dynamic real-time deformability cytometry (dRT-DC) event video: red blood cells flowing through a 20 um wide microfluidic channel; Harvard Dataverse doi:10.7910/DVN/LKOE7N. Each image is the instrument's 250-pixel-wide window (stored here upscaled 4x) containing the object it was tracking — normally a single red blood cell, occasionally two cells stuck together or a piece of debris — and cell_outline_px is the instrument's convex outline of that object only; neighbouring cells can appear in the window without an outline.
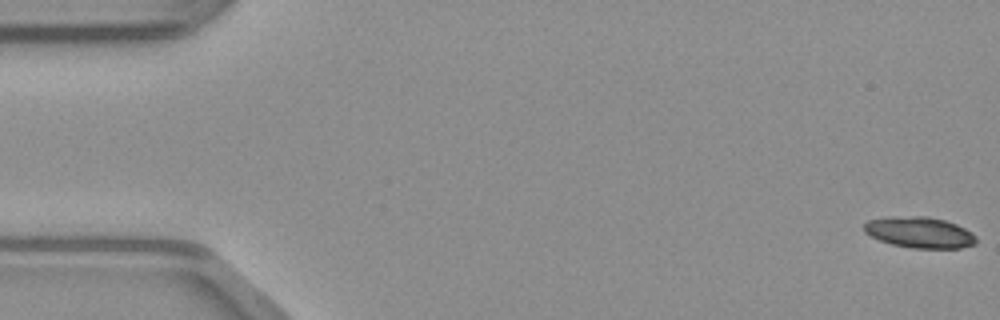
{"species": "common noctule bat (a hibernating species)", "species_latin": "Nyctalus noctula", "temperature_condition": "warm", "stored_images_in_passage": 49, "camera_frame_rate_fps": 3000, "um_per_image_px": 0.085, "animal": {"sex": "male", "body_mass_g": 23.1, "forearm_length_mm": 52.7}, "frame": {"image": 1, "passage_image": 1, "time_ms": 0.0, "image_size_px": [1000, 320], "cell_outline_px": [[976, 244], [960, 248], [912, 248], [892, 244], [880, 240], [864, 232], [864, 224], [868, 220], [888, 216], [928, 216], [944, 220], [956, 224], [972, 232], [976, 236]], "centroid_in_image_um": [78.17, 19.74], "position_along_channel_um": 6.8, "area_um2": 20.35}}
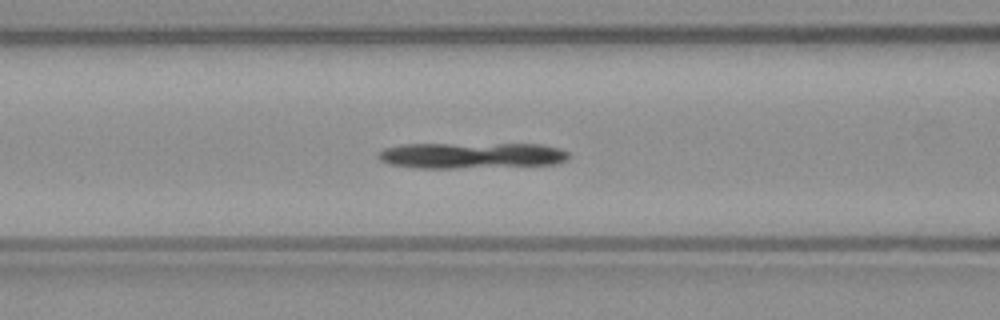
{"frame": {"image": 2, "passage_image": 20, "time_ms": 6.333, "image_size_px": [1000, 320], "cell_outline_px": [[568, 160], [556, 164], [456, 168], [416, 168], [388, 164], [380, 160], [376, 156], [376, 152], [384, 148], [400, 144], [540, 144], [560, 148], [568, 152]], "centroid_in_image_um": [40.01, 13.21], "position_along_channel_um": 126.6, "area_um2": 29.07}}
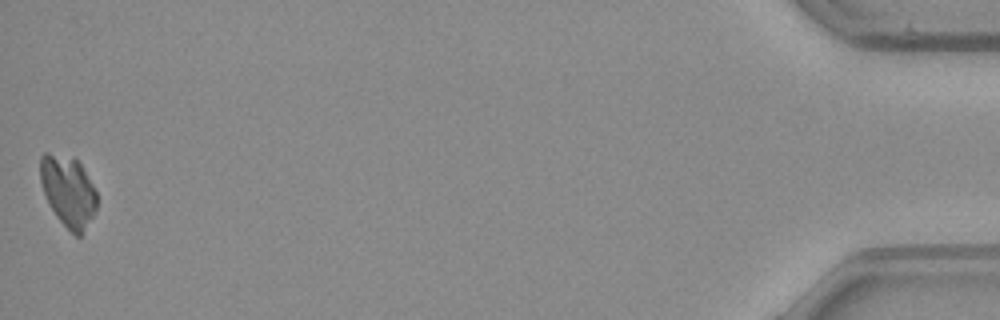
{"frame": {"image": 3, "passage_image": 49, "time_ms": 16.0, "image_size_px": [1000, 320], "cell_outline_px": [[96, 208], [92, 216], [80, 236], [76, 236], [56, 216], [44, 192], [40, 180], [40, 156], [44, 152], [48, 152], [76, 160], [80, 164], [92, 184], [96, 192]], "centroid_in_image_um": [5.77, 16.23], "position_along_channel_um": 429.4, "area_um2": 22.66}}